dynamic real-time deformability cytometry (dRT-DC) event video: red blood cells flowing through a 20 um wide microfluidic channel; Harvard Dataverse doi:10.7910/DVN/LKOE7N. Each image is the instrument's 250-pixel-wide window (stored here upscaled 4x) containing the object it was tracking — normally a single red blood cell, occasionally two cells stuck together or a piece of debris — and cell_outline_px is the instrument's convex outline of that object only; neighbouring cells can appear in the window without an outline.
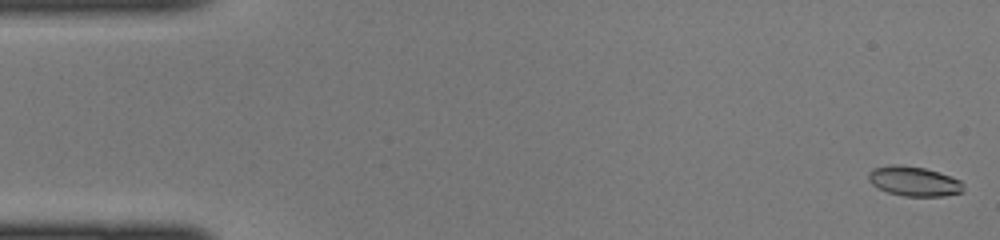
{"species": "common noctule bat (a hibernating species)", "species_latin": "Nyctalus noctula", "temperature_condition": "cold", "stored_images_in_passage": 45, "camera_frame_rate_fps": 3000, "um_per_image_px": 0.085, "animal": {"sex": "female", "body_mass_g": 22.0, "forearm_length_mm": 56.7}, "frame": {"image": 1, "passage_image": 1, "time_ms": 0.0, "image_size_px": [1000, 240], "cell_outline_px": [[964, 192], [944, 196], [904, 196], [888, 192], [872, 184], [868, 180], [868, 172], [872, 168], [892, 164], [900, 164], [924, 168], [960, 180], [964, 184]], "centroid_in_image_um": [77.68, 15.4], "position_along_channel_um": 7.3, "area_um2": 16.42}}
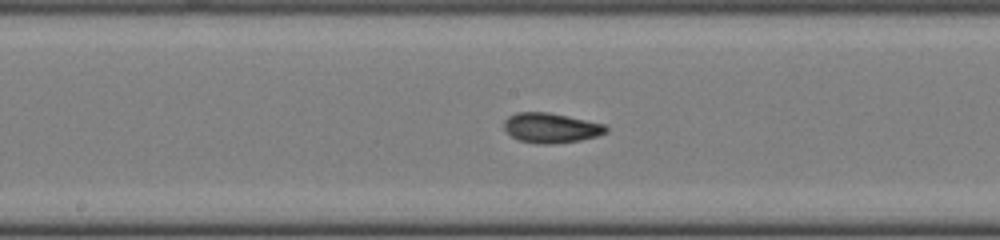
{"frame": {"image": 2, "passage_image": 23, "time_ms": 7.333, "image_size_px": [1000, 240], "cell_outline_px": [[608, 132], [596, 136], [580, 140], [552, 144], [536, 144], [516, 140], [504, 128], [504, 120], [508, 116], [516, 112], [548, 112], [568, 116], [604, 124], [608, 128]], "centroid_in_image_um": [46.81, 10.87], "position_along_channel_um": 201.4, "area_um2": 17.86}}
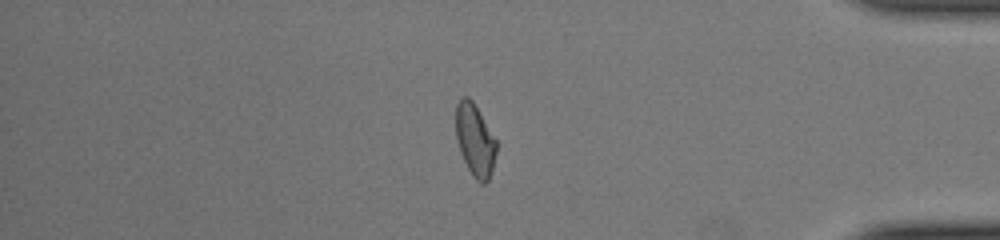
{"frame": {"image": 3, "passage_image": 38, "time_ms": 12.333, "image_size_px": [1000, 240], "cell_outline_px": [[496, 152], [492, 168], [488, 180], [484, 184], [480, 184], [472, 176], [460, 152], [456, 136], [456, 104], [464, 96], [468, 96], [472, 100], [496, 140]], "centroid_in_image_um": [40.36, 11.92], "position_along_channel_um": 394.8, "area_um2": 16.82}}